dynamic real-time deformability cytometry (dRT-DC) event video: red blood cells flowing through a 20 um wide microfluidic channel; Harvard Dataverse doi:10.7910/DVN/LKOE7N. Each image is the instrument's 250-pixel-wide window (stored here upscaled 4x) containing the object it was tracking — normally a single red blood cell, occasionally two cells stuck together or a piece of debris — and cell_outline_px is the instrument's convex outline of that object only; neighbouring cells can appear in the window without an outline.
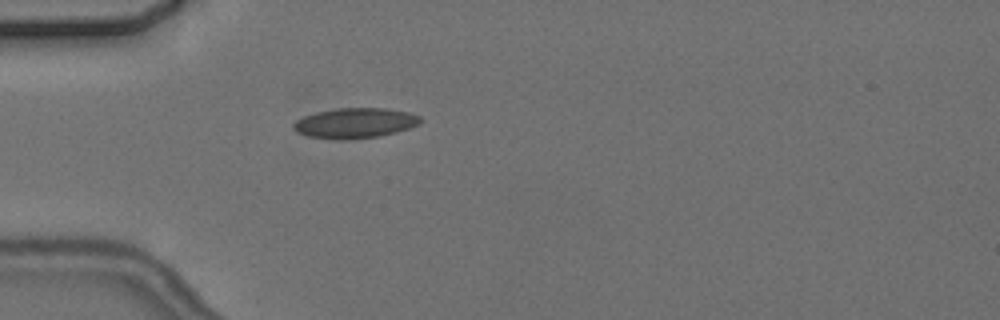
{"species": "common noctule bat (a hibernating species)", "species_latin": "Nyctalus noctula", "temperature_condition": "cold", "stored_images_in_passage": 7, "camera_frame_rate_fps": 3000, "um_per_image_px": 0.085, "animal": {"sex": "female", "body_mass_g": 24.6, "forearm_length_mm": 56.2}, "frame": {"image": 1, "passage_image": 7, "time_ms": 7.667, "image_size_px": [1000, 320], "cell_outline_px": [[420, 124], [396, 132], [380, 136], [340, 140], [308, 136], [296, 132], [292, 128], [292, 124], [296, 120], [304, 116], [316, 112], [336, 108], [388, 108], [408, 112], [420, 116]], "centroid_in_image_um": [30.15, 10.45], "position_along_channel_um": 54.8, "area_um2": 22.37}}